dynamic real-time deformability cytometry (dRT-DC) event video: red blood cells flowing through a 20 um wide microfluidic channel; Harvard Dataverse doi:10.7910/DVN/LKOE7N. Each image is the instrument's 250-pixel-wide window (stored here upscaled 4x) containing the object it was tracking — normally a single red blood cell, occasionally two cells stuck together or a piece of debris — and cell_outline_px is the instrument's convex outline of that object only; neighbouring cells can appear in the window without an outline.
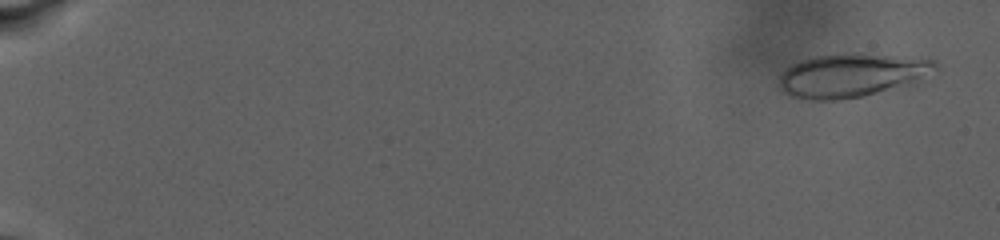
{"species": "human", "species_latin": "Homo sapiens", "temperature_condition": "warm", "stored_images_in_passage": 94, "camera_frame_rate_fps": 3000, "um_per_image_px": 0.085, "donor": {"sex": "male"}, "frame": {"image": 1, "passage_image": 6, "time_ms": 1.0, "image_size_px": [1000, 240], "cell_outline_px": [[940, 72], [912, 88], [840, 100], [816, 100], [792, 96], [784, 92], [776, 84], [780, 76], [792, 64], [800, 60], [816, 56], [848, 52], [860, 52], [936, 60]], "centroid_in_image_um": [72.6, 6.41], "position_along_channel_um": 12.4, "area_um2": 41.62}}
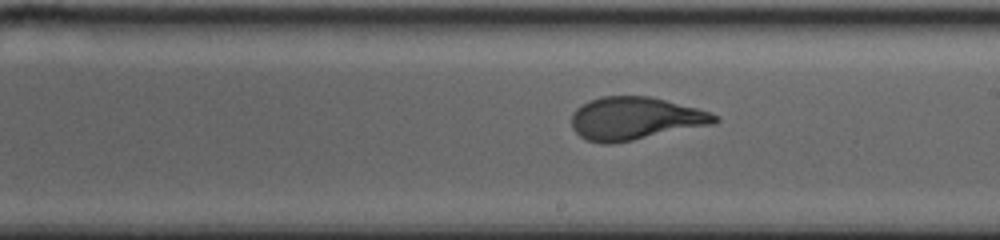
{"frame": {"image": 2, "passage_image": 59, "time_ms": 17.0, "image_size_px": [1000, 240], "cell_outline_px": [[720, 120], [712, 124], [612, 144], [604, 144], [588, 140], [580, 136], [572, 128], [572, 112], [576, 108], [588, 100], [600, 96], [652, 96], [712, 112], [720, 116]], "centroid_in_image_um": [53.98, 10.05], "position_along_channel_um": 235.0, "area_um2": 35.78}}
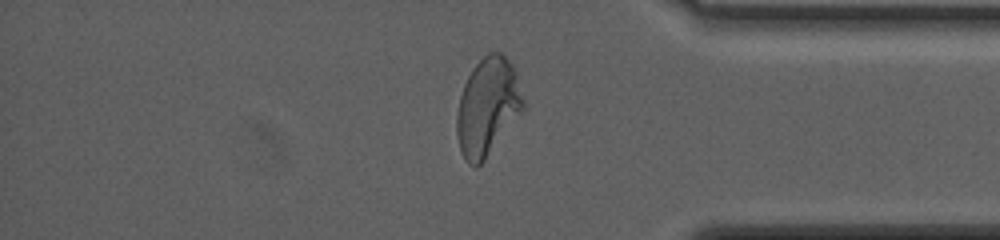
{"frame": {"image": 3, "passage_image": 78, "time_ms": 23.333, "image_size_px": [1000, 240], "cell_outline_px": [[524, 112], [484, 160], [476, 168], [468, 164], [460, 152], [456, 132], [456, 116], [460, 96], [464, 84], [472, 68], [488, 52], [500, 52], [512, 64], [516, 72], [524, 100]], "centroid_in_image_um": [41.45, 9.1], "position_along_channel_um": 393.7, "area_um2": 38.15}, "authors_computed_cell_mechanics": {"area_um2": 36.414, "velocity_mm_per_s": 2.6687, "shape_relaxation_time_tau1_ms": 10.2699, "shape_relaxation_time_tau2_ms": 0.9913, "deformation_change_tau1": 0.3021, "deformation_change_tau2": 0.0818}}